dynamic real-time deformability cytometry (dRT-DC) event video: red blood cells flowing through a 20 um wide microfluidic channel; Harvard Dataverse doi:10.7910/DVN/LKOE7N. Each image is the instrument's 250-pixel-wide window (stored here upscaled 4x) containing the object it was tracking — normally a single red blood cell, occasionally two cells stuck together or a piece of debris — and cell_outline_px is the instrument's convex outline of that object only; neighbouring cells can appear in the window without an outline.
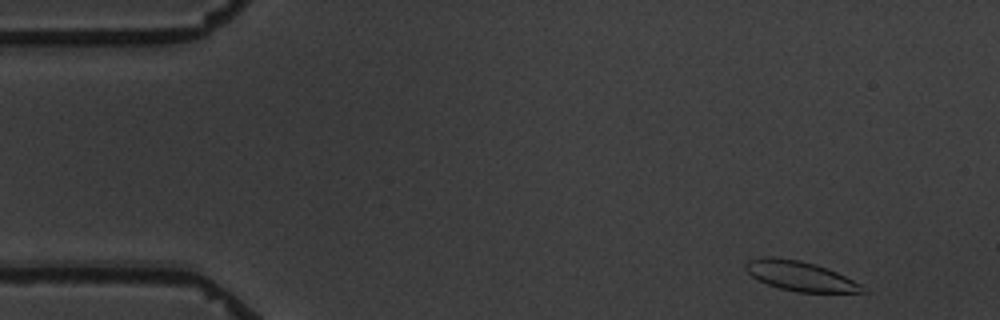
{"species": "common noctule bat (a hibernating species)", "species_latin": "Nyctalus noctula", "temperature_condition": "warm", "stored_images_in_passage": 4, "camera_frame_rate_fps": 3000, "um_per_image_px": 0.085, "animal": {"sex": "male", "body_mass_g": 19.5, "forearm_length_mm": 54.6}, "frame": {"image": 1, "passage_image": 1, "time_ms": 0.0, "image_size_px": [1000, 320], "cell_outline_px": [[872, 292], [796, 292], [780, 288], [768, 284], [752, 276], [744, 268], [744, 264], [748, 260], [764, 256], [772, 256], [800, 260], [816, 264], [836, 272], [868, 288]], "centroid_in_image_um": [68.02, 23.45], "position_along_channel_um": 17.0, "area_um2": 20.23}}